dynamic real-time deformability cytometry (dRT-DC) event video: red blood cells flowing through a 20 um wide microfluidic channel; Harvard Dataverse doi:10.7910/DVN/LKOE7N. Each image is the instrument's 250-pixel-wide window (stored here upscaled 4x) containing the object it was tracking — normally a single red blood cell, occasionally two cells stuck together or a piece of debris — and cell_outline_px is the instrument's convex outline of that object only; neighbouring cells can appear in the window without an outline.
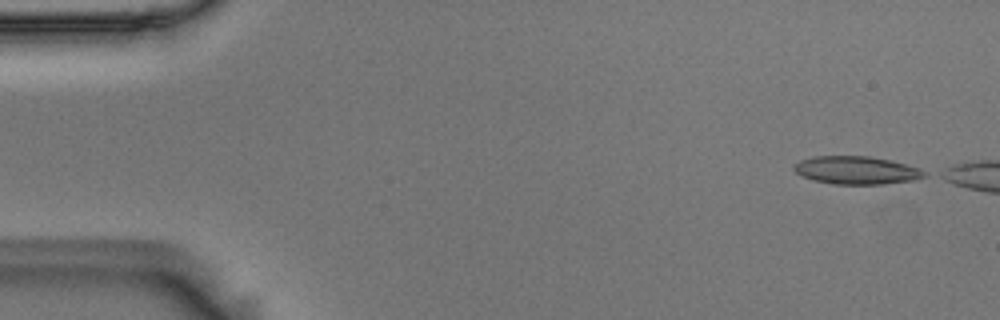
{"species": "Egyptian fruit bat (a non-hibernating species)", "species_latin": "Rousettus aegyptiacus", "temperature_condition": "room temperature", "stored_images_in_passage": 6, "camera_frame_rate_fps": 3000, "um_per_image_px": 0.085, "animal": {"sex": "male"}, "frame": {"image": 1, "passage_image": 1, "time_ms": 0.0, "image_size_px": [1000, 320], "cell_outline_px": [[928, 176], [916, 180], [884, 184], [832, 184], [812, 180], [796, 172], [792, 168], [800, 160], [812, 156], [868, 156], [892, 160], [920, 168], [928, 172]], "centroid_in_image_um": [72.86, 14.47], "position_along_channel_um": 12.1, "area_um2": 21.5}}